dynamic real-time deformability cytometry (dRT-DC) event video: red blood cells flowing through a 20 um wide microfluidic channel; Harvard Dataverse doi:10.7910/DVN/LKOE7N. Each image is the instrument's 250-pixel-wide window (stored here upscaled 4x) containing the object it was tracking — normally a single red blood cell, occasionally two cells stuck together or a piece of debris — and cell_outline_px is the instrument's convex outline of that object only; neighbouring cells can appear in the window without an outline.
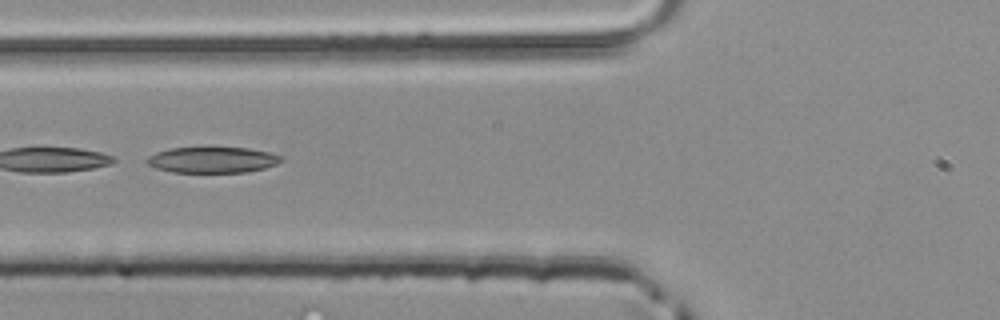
{"species": "common noctule bat (a hibernating species)", "species_latin": "Nyctalus noctula", "temperature_condition": "room temperature", "stored_images_in_passage": 48, "segment_of_instrument_passage": [2, 2], "camera_frame_rate_fps": 3000, "um_per_image_px": 0.085, "animal": {"sex": "male", "body_mass_g": 20.4}, "frame": {"image": 1, "passage_image": 19, "time_ms": 6.0, "image_size_px": [1000, 320], "cell_outline_px": [[280, 160], [276, 164], [264, 168], [244, 172], [172, 172], [156, 168], [148, 164], [144, 160], [148, 156], [156, 152], [172, 148], [248, 148], [268, 152], [280, 156]], "centroid_in_image_um": [17.99, 13.59], "position_along_channel_um": 107.8, "area_um2": 19.94}}
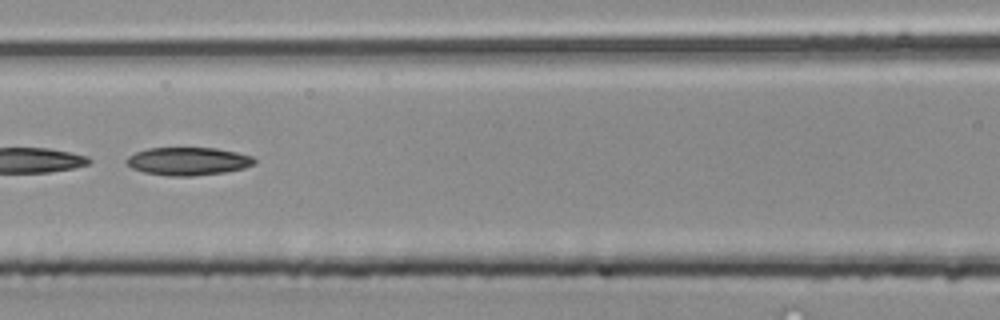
{"frame": {"image": 2, "passage_image": 22, "time_ms": 7.0, "image_size_px": [1000, 320], "cell_outline_px": [[256, 164], [244, 168], [224, 172], [192, 176], [172, 176], [144, 172], [132, 168], [124, 160], [128, 156], [136, 152], [148, 148], [216, 148], [236, 152], [252, 156], [256, 160]], "centroid_in_image_um": [16.0, 13.7], "position_along_channel_um": 150.6, "area_um2": 20.81}}
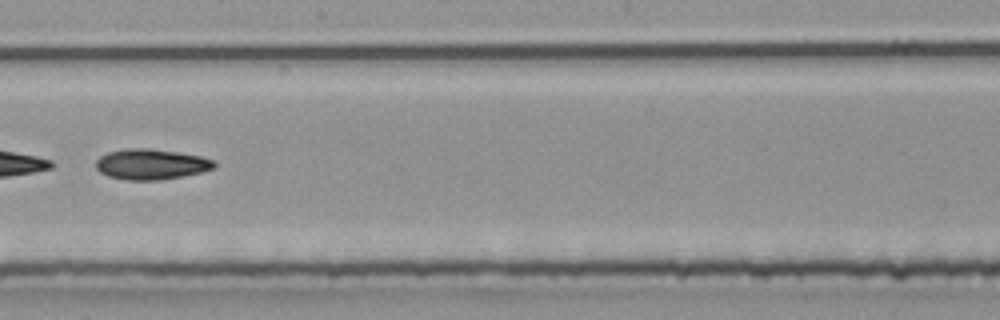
{"frame": {"image": 3, "passage_image": 28, "time_ms": 9.0, "image_size_px": [1000, 320], "cell_outline_px": [[216, 168], [200, 172], [160, 180], [124, 180], [108, 176], [100, 172], [96, 168], [96, 160], [100, 156], [108, 152], [124, 148], [148, 148], [176, 152], [200, 156], [216, 160]], "centroid_in_image_um": [12.83, 13.96], "position_along_channel_um": 235.4, "area_um2": 21.1}}